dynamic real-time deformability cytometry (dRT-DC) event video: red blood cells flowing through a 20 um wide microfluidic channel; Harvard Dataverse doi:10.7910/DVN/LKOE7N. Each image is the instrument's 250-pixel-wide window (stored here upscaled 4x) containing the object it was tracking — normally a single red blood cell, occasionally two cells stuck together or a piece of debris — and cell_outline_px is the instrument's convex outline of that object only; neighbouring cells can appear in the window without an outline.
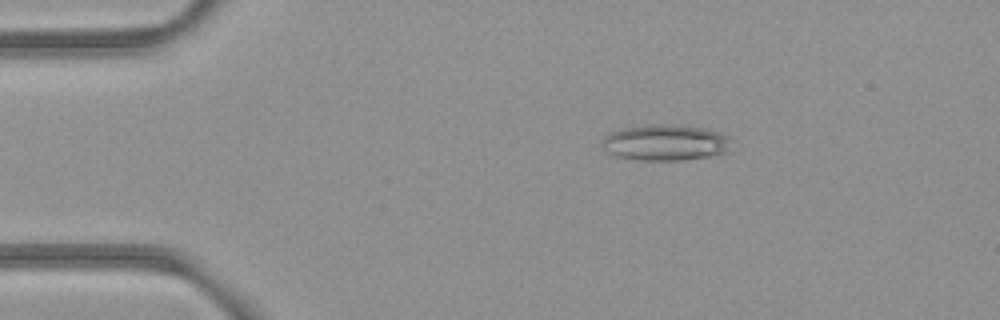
{"species": "common noctule bat (a hibernating species)", "species_latin": "Nyctalus noctula", "temperature_condition": "room temperature", "stored_images_in_passage": 5, "camera_frame_rate_fps": 3000, "um_per_image_px": 0.085, "animal": {"sex": "female", "body_mass_g": 21.9}, "frame": {"image": 1, "passage_image": 3, "time_ms": 2.333, "image_size_px": [1000, 320], "cell_outline_px": [[732, 140], [728, 152], [708, 156], [680, 160], [640, 160], [616, 156], [608, 152], [600, 144], [612, 132], [624, 128], [660, 124], [664, 124], [708, 128], [732, 136]], "centroid_in_image_um": [56.65, 12.12], "position_along_channel_um": 28.4, "area_um2": 26.99}}